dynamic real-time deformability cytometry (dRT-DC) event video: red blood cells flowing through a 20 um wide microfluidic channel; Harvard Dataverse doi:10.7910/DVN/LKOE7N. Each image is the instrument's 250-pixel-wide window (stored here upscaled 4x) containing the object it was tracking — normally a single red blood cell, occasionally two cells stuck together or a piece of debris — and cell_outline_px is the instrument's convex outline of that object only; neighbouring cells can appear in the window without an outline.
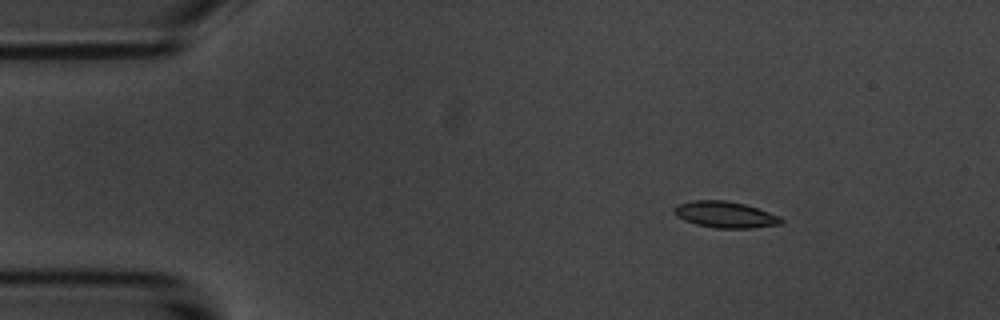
{"species": "common noctule bat (a hibernating species)", "species_latin": "Nyctalus noctula", "temperature_condition": "room temperature", "stored_images_in_passage": 6, "camera_frame_rate_fps": 3000, "um_per_image_px": 0.085, "animal": {"sex": "male", "body_mass_g": 20.1, "forearm_length_mm": 53.5}, "frame": {"image": 1, "passage_image": 3, "time_ms": 2.333, "image_size_px": [1000, 320], "cell_outline_px": [[784, 220], [780, 224], [752, 228], [716, 228], [696, 224], [684, 220], [676, 216], [672, 208], [676, 204], [692, 200], [724, 200], [744, 204], [780, 216]], "centroid_in_image_um": [61.6, 18.24], "position_along_channel_um": 23.4, "area_um2": 16.42}}